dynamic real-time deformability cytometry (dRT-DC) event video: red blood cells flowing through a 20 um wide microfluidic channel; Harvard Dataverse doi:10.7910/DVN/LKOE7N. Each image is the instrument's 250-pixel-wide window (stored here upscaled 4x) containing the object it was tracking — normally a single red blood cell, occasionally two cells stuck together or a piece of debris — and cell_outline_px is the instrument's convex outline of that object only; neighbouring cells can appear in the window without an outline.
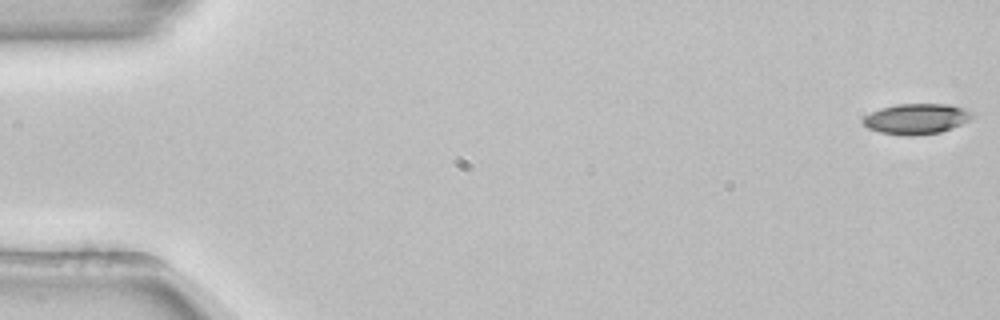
{"species": "common noctule bat (a hibernating species)", "species_latin": "Nyctalus noctula", "temperature_condition": "room temperature", "stored_images_in_passage": 54, "camera_frame_rate_fps": 3000, "um_per_image_px": 0.085, "animal": {"sex": "female", "body_mass_g": 22.7, "forearm_length_mm": 54.2}, "frame": {"image": 1, "passage_image": 1, "time_ms": 0.0, "image_size_px": [1000, 320], "cell_outline_px": [[972, 116], [968, 120], [952, 128], [940, 132], [880, 132], [868, 128], [860, 120], [864, 116], [880, 108], [896, 104], [948, 104], [964, 108], [972, 112]], "centroid_in_image_um": [77.89, 10.03], "position_along_channel_um": 7.1, "area_um2": 18.38}}
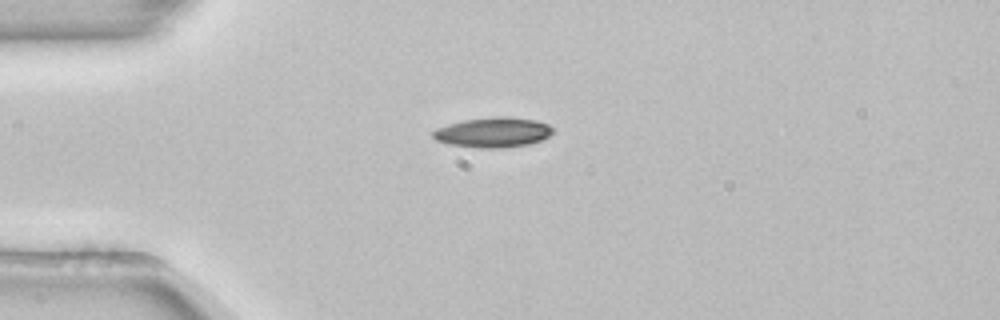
{"frame": {"image": 2, "passage_image": 14, "time_ms": 4.333, "image_size_px": [1000, 320], "cell_outline_px": [[552, 132], [548, 136], [540, 140], [528, 144], [504, 148], [476, 148], [448, 144], [436, 140], [432, 136], [432, 132], [436, 128], [448, 124], [464, 120], [496, 116], [504, 116], [536, 120], [548, 124], [552, 128]], "centroid_in_image_um": [41.88, 11.25], "position_along_channel_um": 43.1, "area_um2": 20.98}}
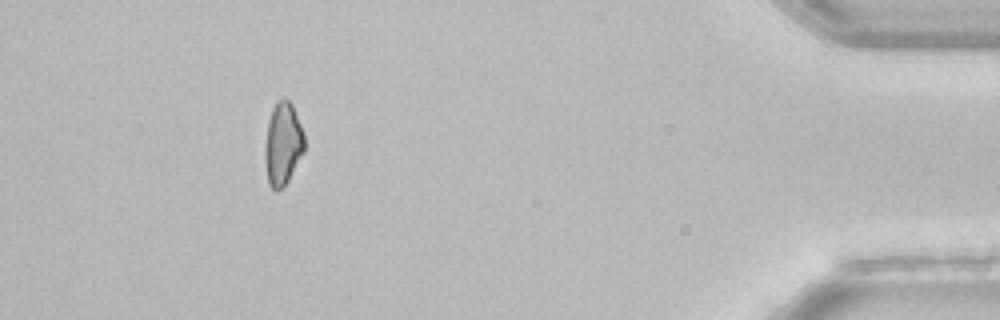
{"frame": {"image": 3, "passage_image": 49, "time_ms": 16.0, "image_size_px": [1000, 320], "cell_outline_px": [[304, 152], [288, 180], [276, 192], [268, 184], [264, 160], [264, 148], [268, 120], [272, 108], [276, 100], [284, 96], [292, 104], [300, 124], [304, 136]], "centroid_in_image_um": [24.01, 12.2], "position_along_channel_um": 411.2, "area_um2": 19.19}, "authors_computed_cell_mechanics": {"area_um2": 19.6231, "velocity_mm_per_s": 3.8823, "shape_relaxation_time_tau1_ms": 3.6702, "shape_relaxation_time_tau2_ms": null, "deformation_change_tau1": 0.1149, "deformation_change_tau2": null}}